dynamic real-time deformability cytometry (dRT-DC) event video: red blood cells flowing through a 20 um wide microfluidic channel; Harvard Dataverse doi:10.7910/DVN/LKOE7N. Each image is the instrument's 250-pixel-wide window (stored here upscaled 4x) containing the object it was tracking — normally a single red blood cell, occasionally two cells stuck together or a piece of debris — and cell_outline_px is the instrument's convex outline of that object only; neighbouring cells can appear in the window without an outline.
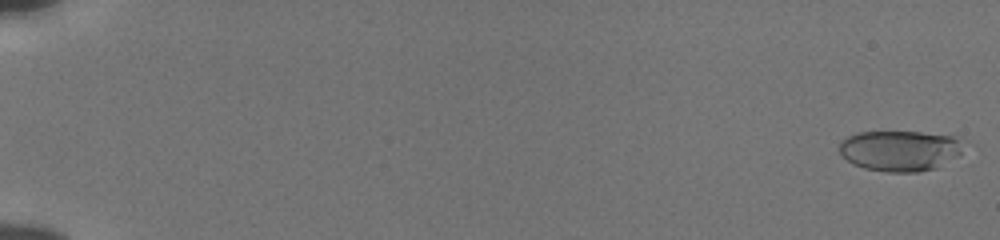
{"species": "human", "species_latin": "Homo sapiens", "temperature_condition": "cold", "stored_images_in_passage": 56, "camera_frame_rate_fps": 3000, "um_per_image_px": 0.085, "donor": {"sex": "male"}, "frame": {"image": 1, "passage_image": 2, "time_ms": 0.333, "image_size_px": [1000, 240], "cell_outline_px": [[960, 156], [936, 168], [920, 172], [884, 172], [864, 168], [852, 164], [840, 152], [840, 140], [856, 132], [920, 132], [960, 136]], "centroid_in_image_um": [76.5, 12.81], "position_along_channel_um": 8.5, "area_um2": 29.65}}
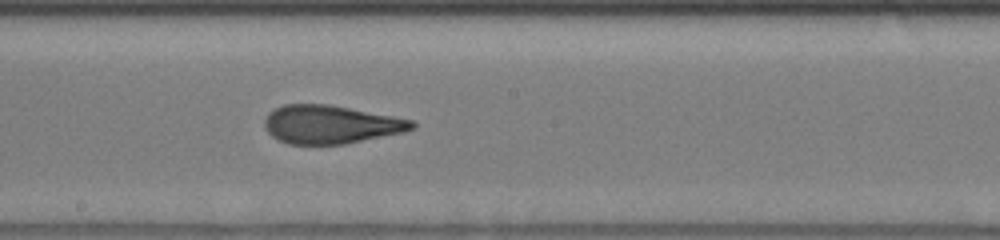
{"frame": {"image": 2, "passage_image": 34, "time_ms": 11.0, "image_size_px": [1000, 240], "cell_outline_px": [[416, 128], [404, 132], [344, 144], [288, 144], [276, 140], [264, 128], [264, 120], [268, 112], [284, 104], [328, 104], [392, 116], [412, 120], [416, 124]], "centroid_in_image_um": [28.07, 10.58], "position_along_channel_um": 220.1, "area_um2": 32.95}}
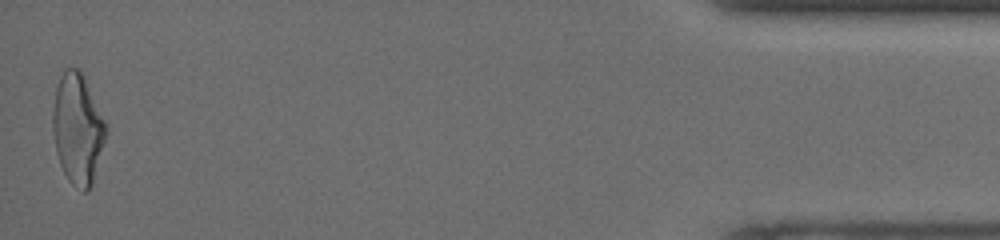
{"frame": {"image": 3, "passage_image": 56, "time_ms": 18.333, "image_size_px": [1000, 240], "cell_outline_px": [[108, 132], [92, 184], [88, 192], [84, 192], [76, 188], [68, 180], [60, 164], [56, 152], [52, 128], [52, 112], [56, 84], [64, 68], [80, 68], [84, 76], [108, 128]], "centroid_in_image_um": [6.59, 10.95], "position_along_channel_um": 428.6, "area_um2": 34.56}, "authors_computed_cell_mechanics": {"area_um2": 32.4258, "velocity_mm_per_s": 3.8697, "shape_relaxation_time_tau1_ms": 4.8719, "shape_relaxation_time_tau2_ms": 1.0697, "deformation_change_tau1": 0.1946, "deformation_change_tau2": 0.0933}}